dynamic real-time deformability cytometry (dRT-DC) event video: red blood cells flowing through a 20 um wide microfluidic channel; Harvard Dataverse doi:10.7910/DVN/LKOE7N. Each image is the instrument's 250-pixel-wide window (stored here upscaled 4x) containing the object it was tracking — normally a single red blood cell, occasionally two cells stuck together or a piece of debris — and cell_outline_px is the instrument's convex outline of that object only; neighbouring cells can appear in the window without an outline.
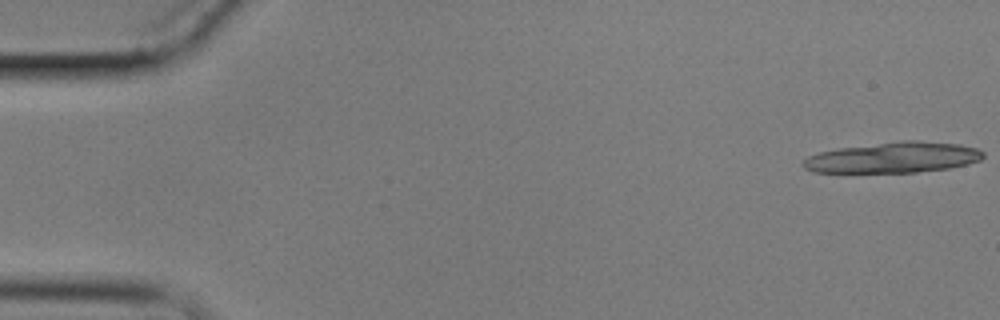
{"species": "common noctule bat (a hibernating species)", "species_latin": "Nyctalus noctula", "temperature_condition": "cold", "stored_images_in_passage": 37, "camera_frame_rate_fps": 3000, "um_per_image_px": 0.085, "animal": {"sex": "male", "body_mass_g": 17.9}, "frame": {"image": 1, "passage_image": 1, "time_ms": 0.0, "image_size_px": [1000, 320], "cell_outline_px": [[984, 156], [980, 160], [968, 164], [948, 168], [916, 172], [812, 172], [804, 168], [804, 160], [808, 156], [820, 152], [836, 148], [900, 140], [916, 140], [960, 144], [976, 148], [984, 152]], "centroid_in_image_um": [75.94, 13.37], "position_along_channel_um": 9.1, "area_um2": 32.25}}